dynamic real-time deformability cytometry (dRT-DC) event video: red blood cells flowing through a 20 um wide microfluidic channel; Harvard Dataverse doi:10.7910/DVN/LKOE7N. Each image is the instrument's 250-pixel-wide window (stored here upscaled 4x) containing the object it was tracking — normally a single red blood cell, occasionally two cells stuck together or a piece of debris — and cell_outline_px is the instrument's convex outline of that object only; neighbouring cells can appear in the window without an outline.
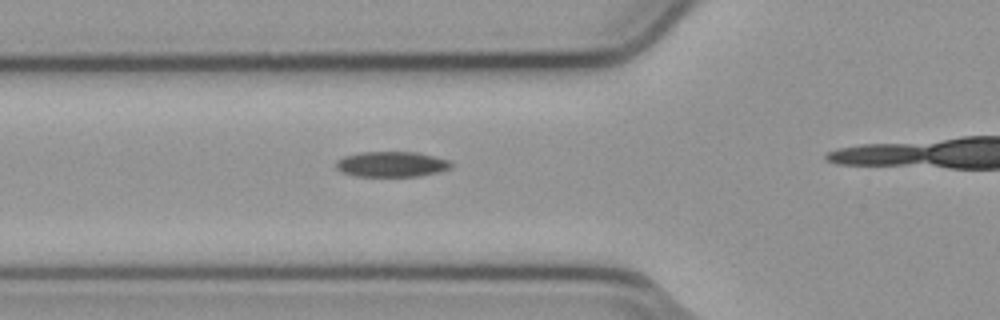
{"species": "common noctule bat (a hibernating species)", "species_latin": "Nyctalus noctula", "temperature_condition": "cold", "stored_images_in_passage": 30, "camera_frame_rate_fps": 3000, "um_per_image_px": 0.085, "animal": {"sex": "male", "body_mass_g": 23.1, "forearm_length_mm": 52.7}, "frame": {"image": 1, "passage_image": 5, "time_ms": 1.333, "image_size_px": [1000, 320], "cell_outline_px": [[452, 168], [440, 172], [420, 176], [352, 176], [340, 172], [336, 168], [336, 160], [344, 156], [360, 152], [416, 152], [448, 160], [452, 164]], "centroid_in_image_um": [33.26, 13.97], "position_along_channel_um": 92.5, "area_um2": 17.17}}